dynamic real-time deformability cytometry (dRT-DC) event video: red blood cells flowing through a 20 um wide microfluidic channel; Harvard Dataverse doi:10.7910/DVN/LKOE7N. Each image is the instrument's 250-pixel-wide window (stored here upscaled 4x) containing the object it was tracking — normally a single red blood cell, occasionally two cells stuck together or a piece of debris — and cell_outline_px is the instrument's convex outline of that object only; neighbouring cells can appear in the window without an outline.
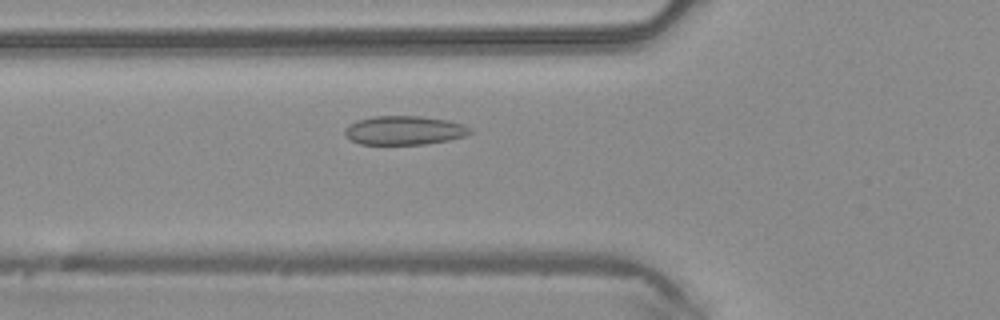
{"species": "common noctule bat (a hibernating species)", "species_latin": "Nyctalus noctula", "temperature_condition": "warm", "stored_images_in_passage": 45, "camera_frame_rate_fps": 3000, "um_per_image_px": 0.085, "animal": {"sex": "male", "body_mass_g": 20.4}, "frame": {"image": 1, "passage_image": 14, "time_ms": 4.333, "image_size_px": [1000, 320], "cell_outline_px": [[472, 132], [464, 136], [448, 140], [424, 144], [360, 144], [344, 136], [344, 128], [348, 124], [356, 120], [372, 116], [420, 116], [448, 120], [464, 124], [472, 128]], "centroid_in_image_um": [34.34, 11.07], "position_along_channel_um": 91.5, "area_um2": 21.27}}
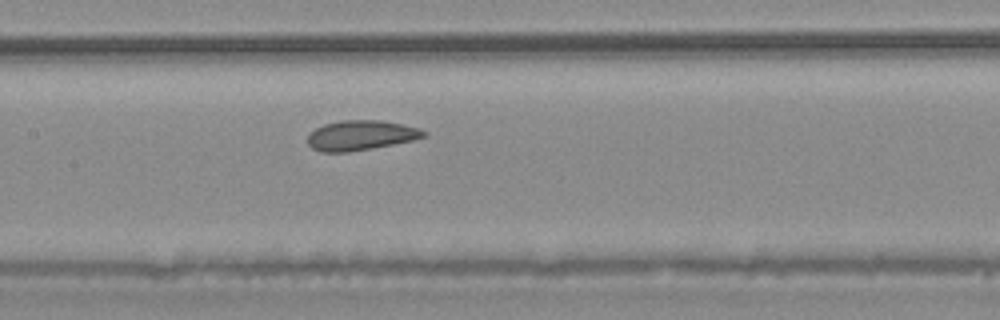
{"frame": {"image": 2, "passage_image": 20, "time_ms": 6.333, "image_size_px": [1000, 320], "cell_outline_px": [[428, 136], [412, 140], [372, 148], [348, 152], [320, 152], [312, 148], [308, 144], [308, 136], [316, 128], [324, 124], [340, 120], [380, 120], [420, 128], [428, 132]], "centroid_in_image_um": [30.68, 11.5], "position_along_channel_um": 176.7, "area_um2": 20.17}}
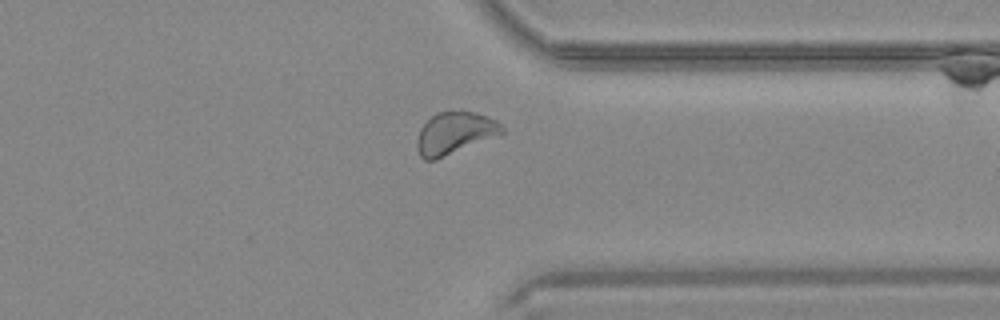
{"frame": {"image": 3, "passage_image": 34, "time_ms": 11.0, "image_size_px": [1000, 320], "cell_outline_px": [[504, 132], [436, 160], [424, 160], [420, 156], [416, 144], [416, 140], [420, 128], [436, 112], [476, 112], [488, 116], [496, 120], [504, 128]], "centroid_in_image_um": [38.62, 11.32], "position_along_channel_um": 372.8, "area_um2": 20.52}}